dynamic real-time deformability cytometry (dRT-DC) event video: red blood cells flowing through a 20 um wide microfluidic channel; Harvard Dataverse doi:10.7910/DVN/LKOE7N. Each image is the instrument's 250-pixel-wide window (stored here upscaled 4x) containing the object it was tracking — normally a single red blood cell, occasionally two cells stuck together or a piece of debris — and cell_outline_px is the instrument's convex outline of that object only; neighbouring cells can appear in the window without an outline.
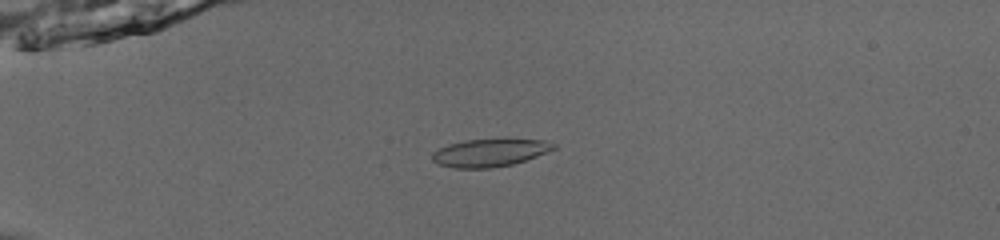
{"species": "common noctule bat (a hibernating species)", "species_latin": "Nyctalus noctula", "temperature_condition": "room temperature", "stored_images_in_passage": 54, "camera_frame_rate_fps": 3000, "um_per_image_px": 0.085, "animal": {"sex": "male", "body_mass_g": 13.0, "forearm_length_mm": 53.1}, "frame": {"image": 1, "passage_image": 16, "time_ms": 5.0, "image_size_px": [1000, 240], "cell_outline_px": [[556, 148], [536, 156], [512, 164], [492, 168], [452, 168], [440, 164], [432, 160], [432, 152], [448, 144], [468, 140], [544, 140], [556, 144]], "centroid_in_image_um": [41.6, 12.99], "position_along_channel_um": 43.4, "area_um2": 19.19}}
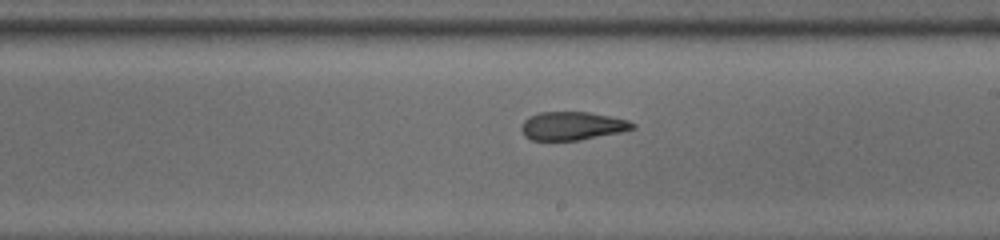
{"frame": {"image": 2, "passage_image": 34, "time_ms": 11.0, "image_size_px": [1000, 240], "cell_outline_px": [[636, 128], [620, 132], [580, 140], [532, 140], [524, 136], [520, 128], [524, 120], [540, 112], [588, 112], [628, 120], [636, 124]], "centroid_in_image_um": [48.64, 10.71], "position_along_channel_um": 240.4, "area_um2": 18.26}}
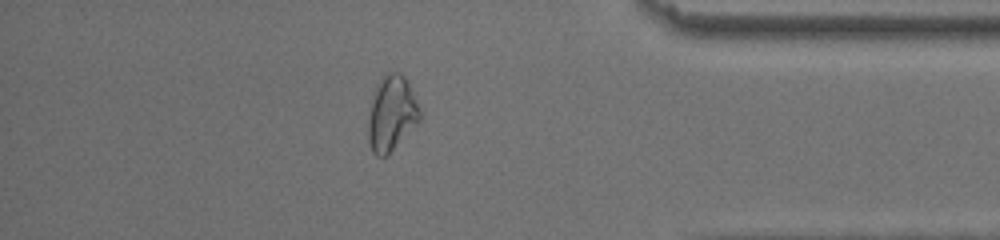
{"frame": {"image": 3, "passage_image": 48, "time_ms": 15.667, "image_size_px": [1000, 240], "cell_outline_px": [[420, 120], [384, 156], [376, 156], [372, 152], [368, 140], [368, 120], [372, 96], [380, 80], [388, 72], [400, 72], [404, 76], [420, 108]], "centroid_in_image_um": [33.26, 9.62], "position_along_channel_um": 401.9, "area_um2": 21.96}, "authors_computed_cell_mechanics": {"area_um2": 19.8832, "velocity_mm_per_s": 3.8748, "shape_relaxation_time_tau1_ms": null, "shape_relaxation_time_tau2_ms": 1.9123, "deformation_change_tau1": null, "deformation_change_tau2": 0.0895}}